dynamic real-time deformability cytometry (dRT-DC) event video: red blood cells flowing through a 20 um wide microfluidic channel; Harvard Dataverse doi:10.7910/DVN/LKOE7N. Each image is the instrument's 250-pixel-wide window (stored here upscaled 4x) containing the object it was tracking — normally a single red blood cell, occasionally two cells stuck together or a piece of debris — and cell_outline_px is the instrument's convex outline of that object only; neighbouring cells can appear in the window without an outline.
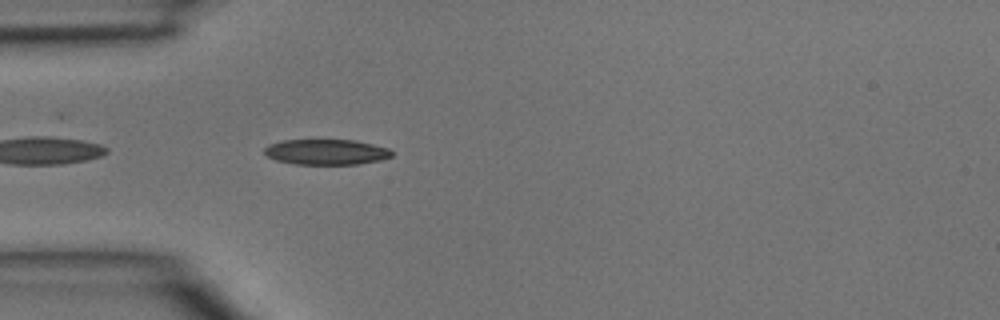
{"species": "common noctule bat (a hibernating species)", "species_latin": "Nyctalus noctula", "temperature_condition": "room temperature", "stored_images_in_passage": 5, "camera_frame_rate_fps": 3000, "um_per_image_px": 0.085, "animal": {"sex": "male", "body_mass_g": 15.6}, "frame": {"image": 1, "passage_image": 2, "time_ms": 0.333, "image_size_px": [1000, 320], "cell_outline_px": [[392, 156], [380, 160], [356, 164], [296, 164], [276, 160], [268, 156], [264, 152], [264, 148], [268, 144], [280, 140], [356, 140], [388, 148], [392, 152]], "centroid_in_image_um": [27.71, 12.91], "position_along_channel_um": 57.3, "area_um2": 18.84}}